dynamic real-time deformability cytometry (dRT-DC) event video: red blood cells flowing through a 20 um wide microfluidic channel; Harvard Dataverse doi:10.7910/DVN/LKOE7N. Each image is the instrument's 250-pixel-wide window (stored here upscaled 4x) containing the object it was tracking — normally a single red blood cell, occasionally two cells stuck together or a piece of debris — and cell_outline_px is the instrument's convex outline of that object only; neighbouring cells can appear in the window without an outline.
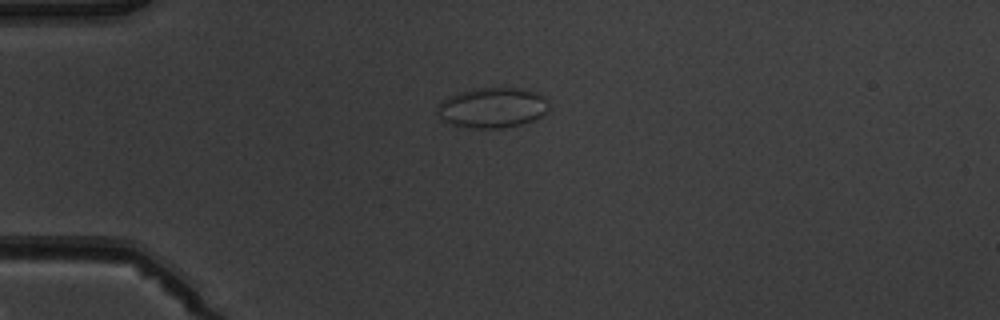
{"species": "common noctule bat (a hibernating species)", "species_latin": "Nyctalus noctula", "temperature_condition": "warm", "stored_images_in_passage": 2, "camera_frame_rate_fps": 3000, "um_per_image_px": 0.085, "animal": {"sex": "male", "body_mass_g": 19.5, "forearm_length_mm": 54.6}, "frame": {"image": 1, "passage_image": 2, "time_ms": 2.0, "image_size_px": [1000, 320], "cell_outline_px": [[548, 108], [540, 116], [532, 120], [520, 124], [504, 128], [472, 128], [452, 124], [444, 120], [436, 112], [436, 108], [440, 100], [460, 92], [472, 88], [520, 88], [536, 92], [544, 96], [548, 104]], "centroid_in_image_um": [41.82, 9.14], "position_along_channel_um": 43.2, "area_um2": 26.07}}